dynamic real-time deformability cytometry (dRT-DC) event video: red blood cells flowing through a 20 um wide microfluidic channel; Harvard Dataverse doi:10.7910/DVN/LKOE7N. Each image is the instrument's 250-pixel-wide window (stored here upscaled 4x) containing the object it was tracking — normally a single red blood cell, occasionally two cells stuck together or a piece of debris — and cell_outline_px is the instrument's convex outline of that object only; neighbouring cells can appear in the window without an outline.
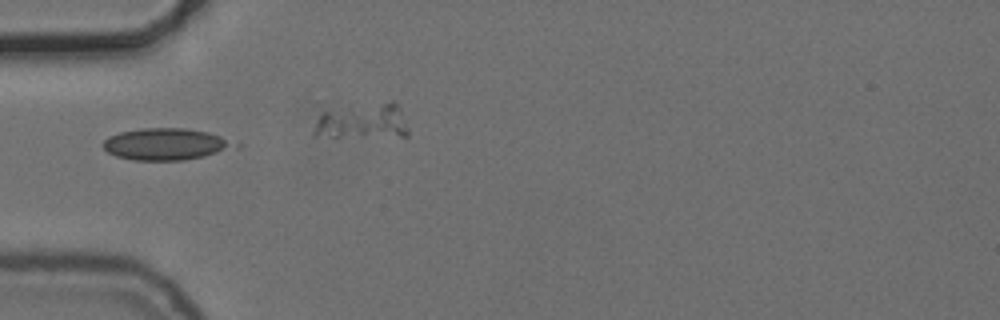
{"species": "common noctule bat (a hibernating species)", "species_latin": "Nyctalus noctula", "temperature_condition": "cold", "stored_images_in_passage": 20, "camera_frame_rate_fps": 3000, "um_per_image_px": 0.085, "animal": {"sex": "female", "body_mass_g": 24.6, "forearm_length_mm": 56.2}, "frame": {"image": 1, "passage_image": 1, "time_ms": 0.0, "image_size_px": [1000, 320], "cell_outline_px": [[240, 148], [204, 156], [184, 160], [132, 160], [116, 156], [108, 152], [100, 144], [108, 136], [120, 132], [140, 128], [184, 128], [208, 132], [220, 136], [240, 144]], "centroid_in_image_um": [14.12, 12.25], "position_along_channel_um": 70.9, "area_um2": 24.62}}
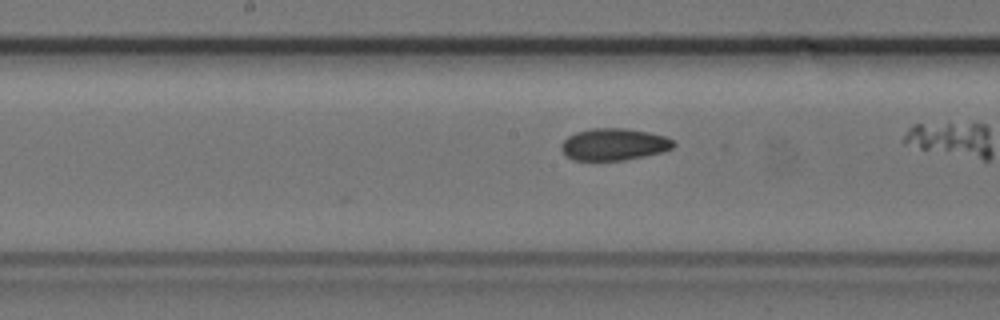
{"frame": {"image": 2, "passage_image": 11, "time_ms": 3.333, "image_size_px": [1000, 320], "cell_outline_px": [[676, 144], [672, 148], [664, 152], [624, 160], [572, 160], [560, 148], [560, 144], [568, 136], [576, 132], [592, 128], [624, 128], [648, 132], [664, 136], [672, 140]], "centroid_in_image_um": [52.18, 12.27], "position_along_channel_um": 196.0, "area_um2": 20.87}}
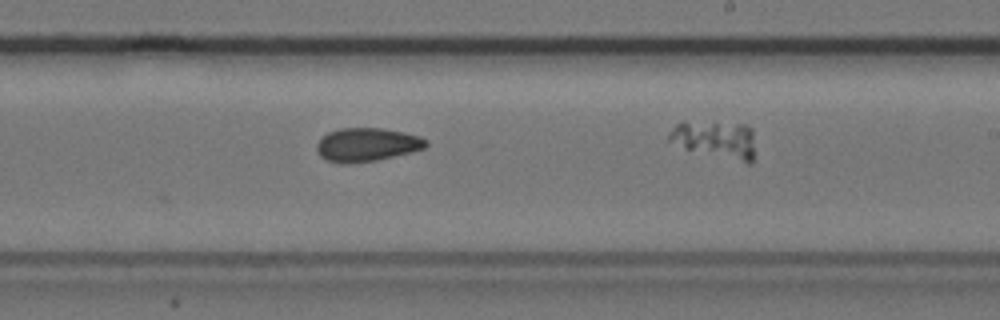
{"frame": {"image": 3, "passage_image": 16, "time_ms": 5.0, "image_size_px": [1000, 320], "cell_outline_px": [[428, 144], [424, 148], [412, 152], [376, 160], [348, 164], [340, 164], [324, 160], [320, 156], [316, 148], [316, 144], [328, 132], [340, 128], [380, 128], [404, 132], [420, 136], [428, 140]], "centroid_in_image_um": [31.18, 12.31], "position_along_channel_um": 257.8, "area_um2": 21.5}}